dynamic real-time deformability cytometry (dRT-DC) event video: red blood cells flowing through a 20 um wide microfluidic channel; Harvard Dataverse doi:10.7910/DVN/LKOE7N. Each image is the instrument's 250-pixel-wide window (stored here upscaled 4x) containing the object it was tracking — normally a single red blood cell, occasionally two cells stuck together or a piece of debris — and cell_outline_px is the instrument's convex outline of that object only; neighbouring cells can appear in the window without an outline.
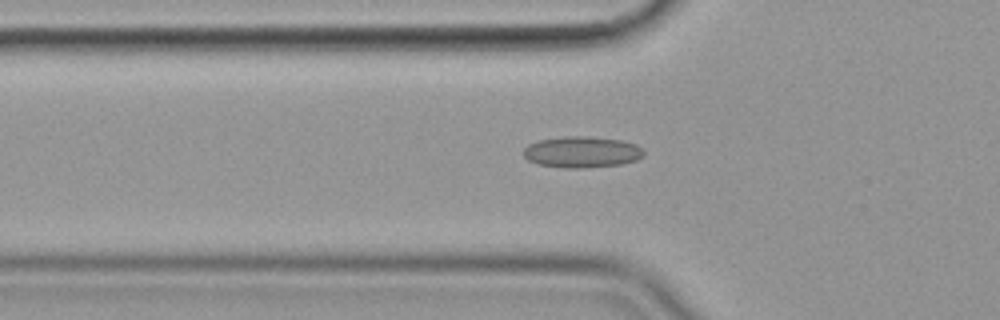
{"species": "common noctule bat (a hibernating species)", "species_latin": "Nyctalus noctula", "temperature_condition": "cold", "stored_images_in_passage": 41, "camera_frame_rate_fps": 3000, "um_per_image_px": 0.085, "animal": {"sex": "female", "body_mass_g": 19.9}, "frame": {"image": 1, "passage_image": 4, "time_ms": 1.0, "image_size_px": [1000, 320], "cell_outline_px": [[644, 156], [636, 160], [620, 164], [588, 168], [564, 168], [536, 164], [528, 160], [524, 156], [524, 148], [528, 144], [540, 140], [564, 136], [588, 136], [624, 140], [636, 144], [644, 148]], "centroid_in_image_um": [49.49, 12.92], "position_along_channel_um": 76.3, "area_um2": 22.2}}
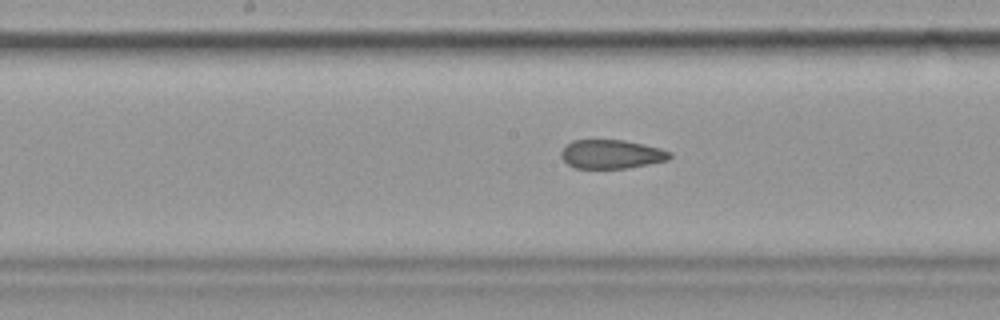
{"frame": {"image": 2, "passage_image": 14, "time_ms": 4.333, "image_size_px": [1000, 320], "cell_outline_px": [[672, 156], [668, 160], [648, 164], [624, 168], [576, 168], [568, 164], [560, 156], [560, 152], [572, 140], [624, 140], [644, 144], [660, 148], [672, 152]], "centroid_in_image_um": [51.99, 13.1], "position_along_channel_um": 196.2, "area_um2": 18.21}}
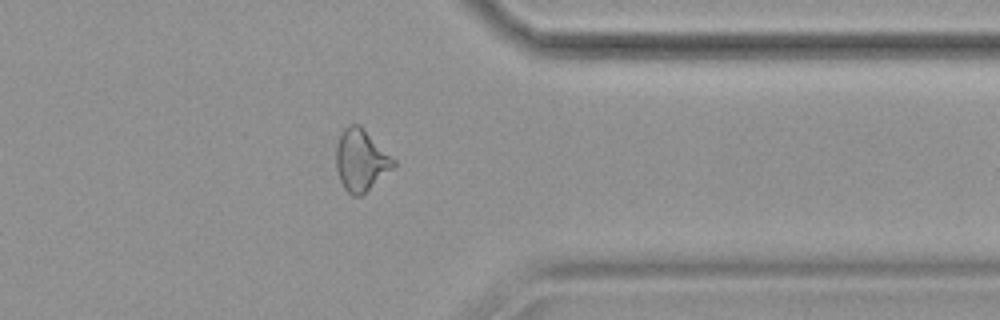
{"frame": {"image": 3, "passage_image": 30, "time_ms": 9.667, "image_size_px": [1000, 320], "cell_outline_px": [[396, 164], [392, 168], [360, 196], [352, 196], [344, 188], [340, 180], [336, 168], [336, 144], [340, 132], [348, 124], [360, 124], [396, 160]], "centroid_in_image_um": [30.65, 13.57], "position_along_channel_um": 380.7, "area_um2": 20.58}, "authors_computed_cell_mechanics": {"area_um2": 19.7098, "velocity_mm_per_s": 3.5893, "shape_relaxation_time_tau1_ms": null, "shape_relaxation_time_tau2_ms": 2.2141, "deformation_change_tau1": null, "deformation_change_tau2": 0.1006}}